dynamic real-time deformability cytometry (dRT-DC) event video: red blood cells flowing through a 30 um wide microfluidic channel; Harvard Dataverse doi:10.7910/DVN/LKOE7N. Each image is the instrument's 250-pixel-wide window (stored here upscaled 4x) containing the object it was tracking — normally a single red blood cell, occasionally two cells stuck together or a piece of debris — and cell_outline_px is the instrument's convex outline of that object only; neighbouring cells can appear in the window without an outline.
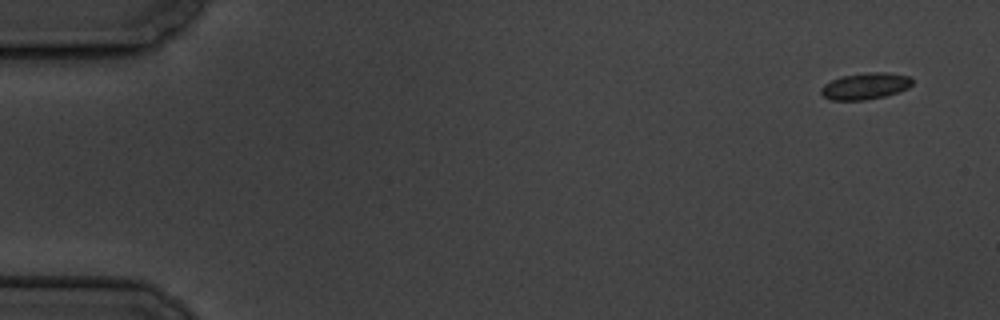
{"species": "common noctule bat (a hibernating species)", "species_latin": "Nyctalus noctula", "temperature_condition": "cold", "stored_images_in_passage": 10, "camera_frame_rate_fps": 3000, "um_per_image_px": 0.085, "animal": {"sex": "male", "body_mass_g": 19.5, "forearm_length_mm": 54.6}, "frame": {"image": 1, "passage_image": 1, "time_ms": 0.0, "image_size_px": [1000, 320], "cell_outline_px": [[912, 84], [908, 88], [884, 96], [864, 100], [832, 100], [824, 96], [820, 92], [820, 88], [824, 84], [840, 76], [868, 72], [888, 72], [908, 76], [912, 80]], "centroid_in_image_um": [73.53, 7.31], "position_along_channel_um": 11.5, "area_um2": 14.05}}
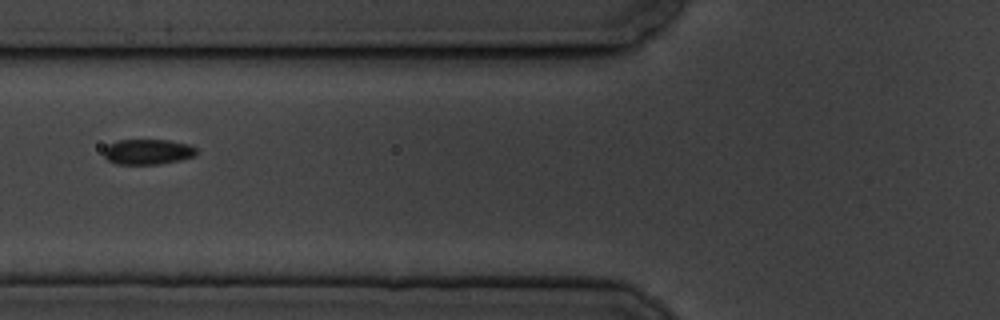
{"frame": {"image": 2, "passage_image": 6, "time_ms": 6.667, "image_size_px": [1000, 320], "cell_outline_px": [[196, 156], [180, 160], [160, 164], [116, 164], [108, 160], [104, 156], [104, 148], [108, 144], [116, 140], [168, 140], [188, 144], [196, 148]], "centroid_in_image_um": [12.55, 12.9], "position_along_channel_um": 113.3, "area_um2": 13.76}}
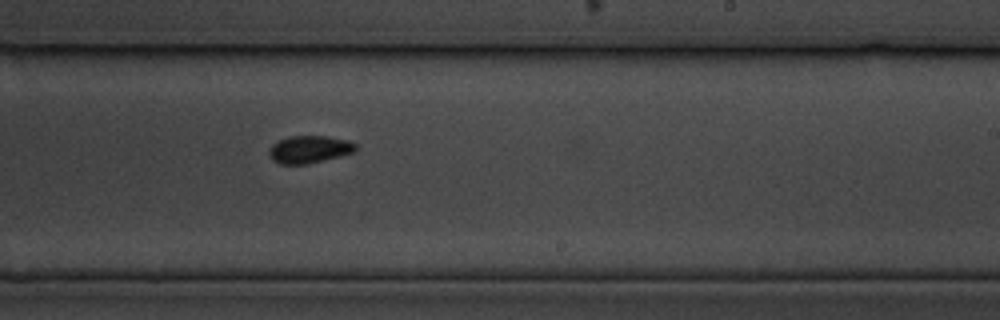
{"frame": {"image": 3, "passage_image": 10, "time_ms": 11.0, "image_size_px": [1000, 320], "cell_outline_px": [[356, 152], [308, 164], [280, 164], [272, 160], [268, 156], [268, 152], [272, 144], [288, 136], [324, 136], [348, 140], [356, 144]], "centroid_in_image_um": [26.28, 12.7], "position_along_channel_um": 262.7, "area_um2": 13.93}}